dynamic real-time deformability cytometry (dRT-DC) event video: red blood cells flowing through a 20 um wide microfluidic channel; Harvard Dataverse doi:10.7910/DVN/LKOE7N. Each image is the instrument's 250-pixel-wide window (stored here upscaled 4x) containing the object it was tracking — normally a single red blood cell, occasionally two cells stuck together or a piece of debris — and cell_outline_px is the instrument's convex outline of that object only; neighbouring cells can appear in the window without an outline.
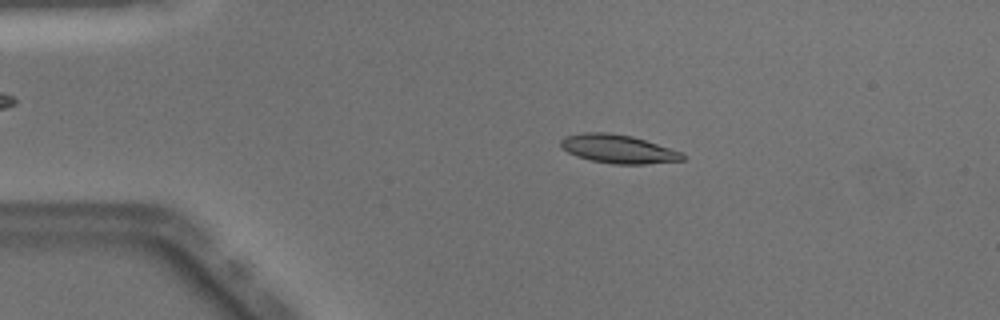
{"species": "Egyptian fruit bat (a non-hibernating species)", "species_latin": "Rousettus aegyptiacus", "temperature_condition": "warm", "stored_images_in_passage": 45, "camera_frame_rate_fps": 3000, "um_per_image_px": 0.085, "animal": {"sex": "male"}, "frame": {"image": 1, "passage_image": 5, "time_ms": 1.333, "image_size_px": [1000, 320], "cell_outline_px": [[684, 160], [644, 164], [612, 164], [592, 160], [576, 156], [568, 152], [560, 144], [560, 140], [564, 136], [584, 132], [608, 132], [632, 136], [684, 152]], "centroid_in_image_um": [52.56, 12.65], "position_along_channel_um": 32.4, "area_um2": 20.29}}
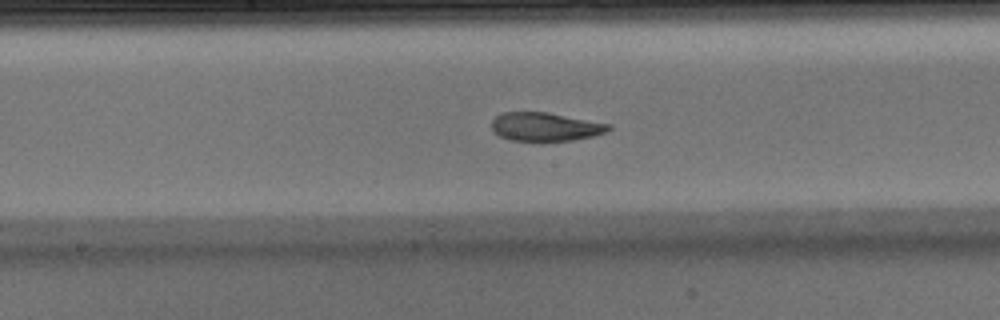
{"frame": {"image": 2, "passage_image": 21, "time_ms": 6.667, "image_size_px": [1000, 320], "cell_outline_px": [[612, 128], [604, 132], [592, 136], [572, 140], [540, 144], [512, 140], [500, 136], [492, 128], [492, 120], [500, 112], [548, 112], [612, 124]], "centroid_in_image_um": [46.35, 10.81], "position_along_channel_um": 201.9, "area_um2": 20.11}}
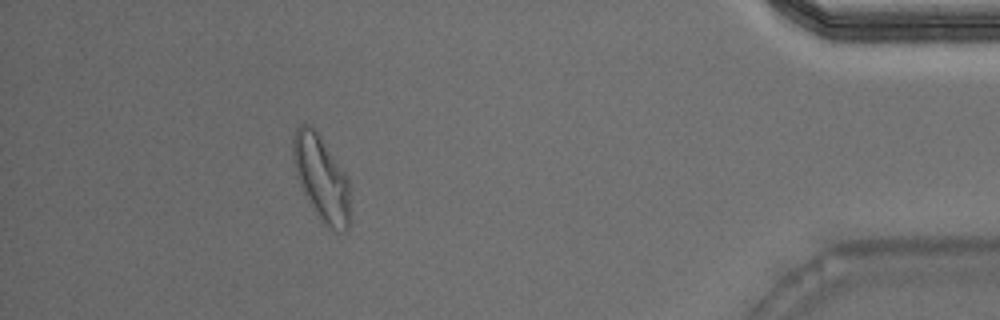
{"frame": {"image": 3, "passage_image": 40, "time_ms": 13.0, "image_size_px": [1000, 320], "cell_outline_px": [[348, 228], [344, 232], [336, 232], [324, 224], [316, 216], [296, 176], [292, 160], [292, 140], [296, 128], [300, 124], [312, 124], [316, 128], [348, 176]], "centroid_in_image_um": [27.28, 15.08], "position_along_channel_um": 407.9, "area_um2": 28.67}, "authors_computed_cell_mechanics": {"area_um2": 20.7502, "velocity_mm_per_s": 4.0557, "shape_relaxation_time_tau1_ms": 4.9147, "shape_relaxation_time_tau2_ms": 1.918, "deformation_change_tau1": 0.1831, "deformation_change_tau2": 0.0903}}